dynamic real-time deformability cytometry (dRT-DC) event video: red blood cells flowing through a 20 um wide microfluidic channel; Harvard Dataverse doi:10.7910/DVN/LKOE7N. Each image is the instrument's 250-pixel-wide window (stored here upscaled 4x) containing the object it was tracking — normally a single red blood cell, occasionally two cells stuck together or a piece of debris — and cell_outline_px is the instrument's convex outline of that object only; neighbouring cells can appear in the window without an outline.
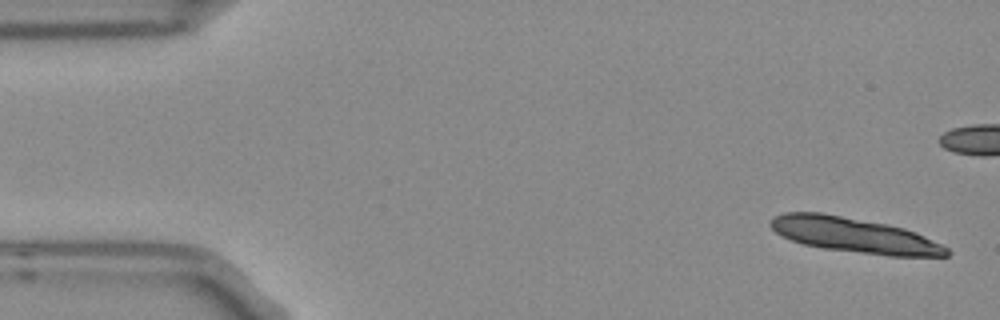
{"species": "Egyptian fruit bat (a non-hibernating species)", "species_latin": "Rousettus aegyptiacus", "temperature_condition": "room temperature", "stored_images_in_passage": 5, "camera_frame_rate_fps": 3000, "um_per_image_px": 0.085, "frame": {"image": 1, "passage_image": 1, "time_ms": 0.0, "image_size_px": [1000, 320], "cell_outline_px": [[952, 252], [948, 256], [888, 256], [824, 248], [804, 244], [780, 236], [768, 224], [776, 216], [784, 212], [820, 212], [884, 224], [904, 228], [916, 232], [948, 248]], "centroid_in_image_um": [72.61, 20.0], "position_along_channel_um": 12.4, "area_um2": 35.6}}